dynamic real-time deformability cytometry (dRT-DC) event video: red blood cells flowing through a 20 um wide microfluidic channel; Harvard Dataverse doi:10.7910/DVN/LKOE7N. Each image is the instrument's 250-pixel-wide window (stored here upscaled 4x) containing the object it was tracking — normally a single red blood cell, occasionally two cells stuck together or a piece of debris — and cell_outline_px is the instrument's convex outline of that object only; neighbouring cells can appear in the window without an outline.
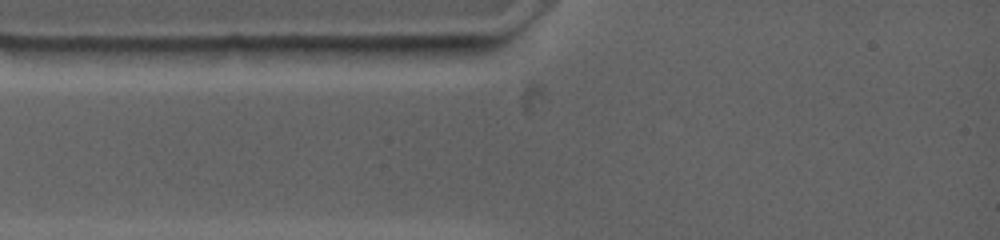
{"species": "common noctule bat (a hibernating species)", "species_latin": "Nyctalus noctula", "temperature_condition": "warm", "stored_images_in_passage": 2, "camera_frame_rate_fps": 4500, "um_per_image_px": 0.085, "animal": {"sex": "female", "body_mass_g": 19.0, "forearm_length_mm": 53.3}, "frame": {"image": 1, "passage_image": 1, "time_ms": 0.0, "image_size_px": [1000, 240], "cell_outline_px": [[268, 48], [244, 56], [164, 64], [120, 48], [232, 44], [240, 44]], "centroid_in_image_um": [16.48, 4.46], "position_along_channel_um": 68.5, "area_um2": 12.43}}